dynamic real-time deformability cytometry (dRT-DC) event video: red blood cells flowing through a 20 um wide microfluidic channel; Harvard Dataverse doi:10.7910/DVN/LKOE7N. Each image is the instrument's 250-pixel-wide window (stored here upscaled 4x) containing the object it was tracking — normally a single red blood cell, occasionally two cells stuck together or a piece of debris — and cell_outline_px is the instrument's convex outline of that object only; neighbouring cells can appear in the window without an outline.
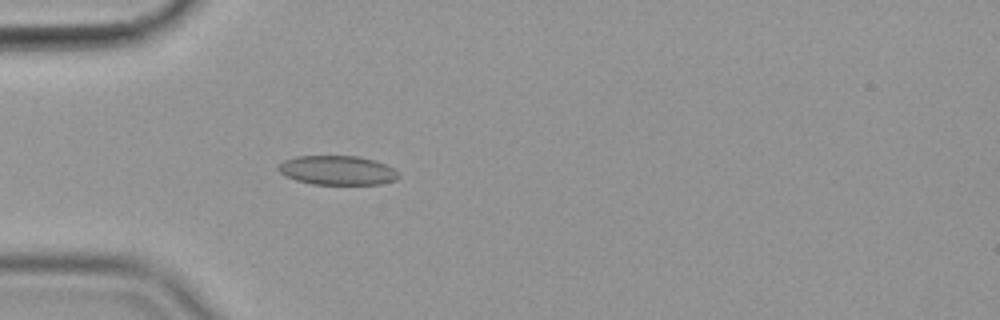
{"species": "common noctule bat (a hibernating species)", "species_latin": "Nyctalus noctula", "temperature_condition": "cold", "stored_images_in_passage": 54, "camera_frame_rate_fps": 3000, "um_per_image_px": 0.085, "animal": {"sex": "female", "body_mass_g": 19.9}, "frame": {"image": 1, "passage_image": 14, "time_ms": 4.333, "image_size_px": [1000, 320], "cell_outline_px": [[400, 176], [396, 180], [380, 184], [312, 184], [296, 180], [284, 176], [276, 168], [284, 160], [296, 156], [360, 156], [376, 160], [400, 172]], "centroid_in_image_um": [28.69, 14.47], "position_along_channel_um": 56.3, "area_um2": 20.63}}
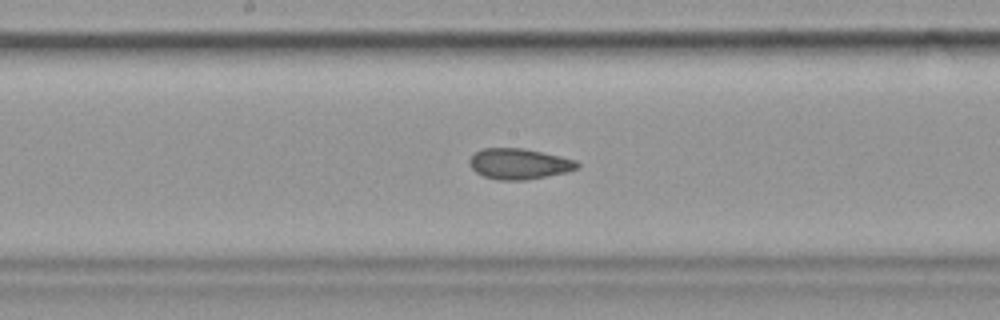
{"frame": {"image": 2, "passage_image": 27, "time_ms": 8.667, "image_size_px": [1000, 320], "cell_outline_px": [[580, 168], [568, 172], [524, 180], [500, 180], [484, 176], [476, 172], [468, 164], [468, 160], [476, 152], [484, 148], [524, 148], [560, 156], [576, 160], [580, 164]], "centroid_in_image_um": [44.14, 13.92], "position_along_channel_um": 204.1, "area_um2": 19.31}}
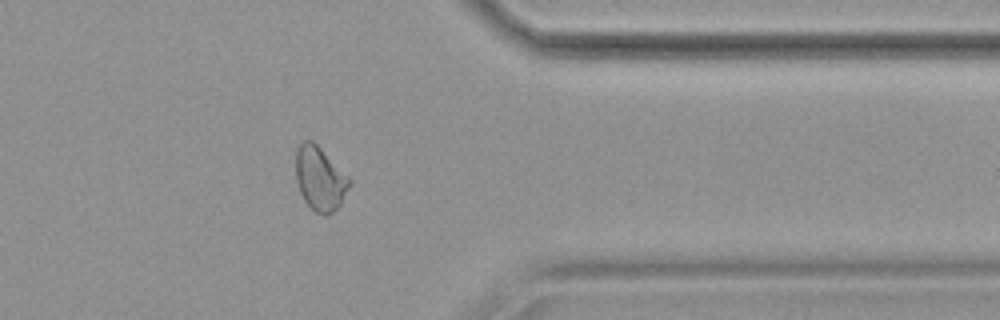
{"frame": {"image": 3, "passage_image": 43, "time_ms": 14.0, "image_size_px": [1000, 320], "cell_outline_px": [[352, 184], [340, 204], [328, 216], [324, 216], [316, 212], [304, 200], [300, 192], [296, 180], [296, 148], [304, 140], [312, 140], [352, 180]], "centroid_in_image_um": [27.2, 15.19], "position_along_channel_um": 384.2, "area_um2": 19.88}, "authors_computed_cell_mechanics": {"area_um2": 20.2878, "velocity_mm_per_s": 3.5664, "shape_relaxation_time_tau1_ms": null, "shape_relaxation_time_tau2_ms": 2.4966, "deformation_change_tau1": null, "deformation_change_tau2": 0.0597}}